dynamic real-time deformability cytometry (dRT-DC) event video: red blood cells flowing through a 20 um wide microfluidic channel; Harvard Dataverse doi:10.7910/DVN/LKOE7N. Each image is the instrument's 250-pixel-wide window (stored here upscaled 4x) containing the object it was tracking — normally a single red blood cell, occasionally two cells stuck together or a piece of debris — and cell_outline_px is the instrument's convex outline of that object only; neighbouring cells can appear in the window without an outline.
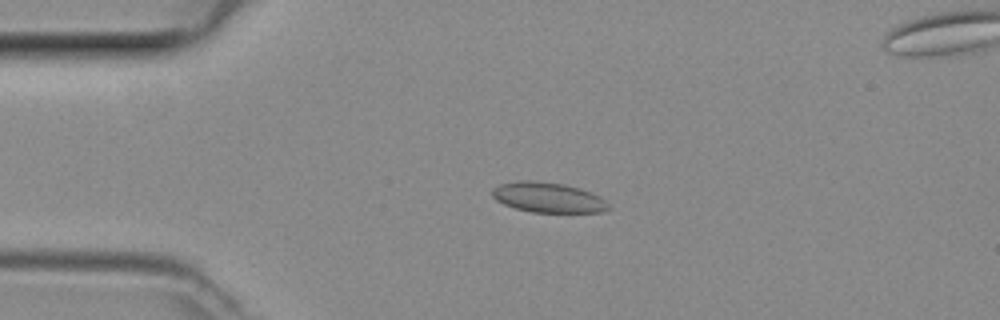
{"species": "common noctule bat (a hibernating species)", "species_latin": "Nyctalus noctula", "temperature_condition": "room temperature", "stored_images_in_passage": 48, "segment_of_instrument_passage": [1, 2], "camera_frame_rate_fps": 3000, "um_per_image_px": 0.085, "animal": {"sex": "female", "body_mass_g": 29.2, "forearm_length_mm": 56.3}, "frame": {"image": 1, "passage_image": 10, "time_ms": 3.0, "image_size_px": [1000, 320], "cell_outline_px": [[608, 208], [600, 212], [532, 212], [516, 208], [504, 204], [496, 200], [492, 196], [492, 188], [500, 184], [520, 180], [532, 180], [564, 184], [580, 188], [592, 192], [600, 196], [608, 204]], "centroid_in_image_um": [46.56, 16.77], "position_along_channel_um": 38.4, "area_um2": 20.35}}
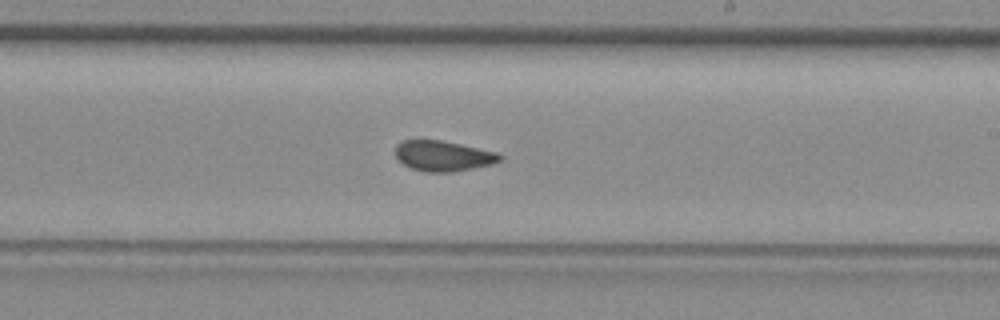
{"frame": {"image": 2, "passage_image": 27, "time_ms": 8.667, "image_size_px": [1000, 320], "cell_outline_px": [[504, 160], [492, 164], [452, 172], [424, 172], [412, 168], [404, 164], [396, 156], [396, 144], [404, 140], [440, 140], [460, 144], [496, 152], [504, 156]], "centroid_in_image_um": [37.7, 13.25], "position_along_channel_um": 251.3, "area_um2": 18.44}}
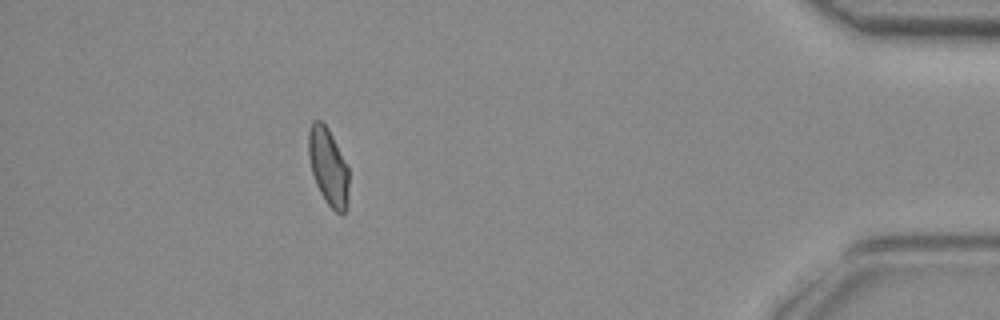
{"frame": {"image": 3, "passage_image": 42, "time_ms": 13.667, "image_size_px": [1000, 320], "cell_outline_px": [[348, 208], [344, 212], [336, 212], [324, 200], [316, 184], [312, 172], [308, 156], [308, 132], [312, 120], [320, 120], [328, 128], [348, 168]], "centroid_in_image_um": [27.89, 14.17], "position_along_channel_um": 407.3, "area_um2": 18.03}}